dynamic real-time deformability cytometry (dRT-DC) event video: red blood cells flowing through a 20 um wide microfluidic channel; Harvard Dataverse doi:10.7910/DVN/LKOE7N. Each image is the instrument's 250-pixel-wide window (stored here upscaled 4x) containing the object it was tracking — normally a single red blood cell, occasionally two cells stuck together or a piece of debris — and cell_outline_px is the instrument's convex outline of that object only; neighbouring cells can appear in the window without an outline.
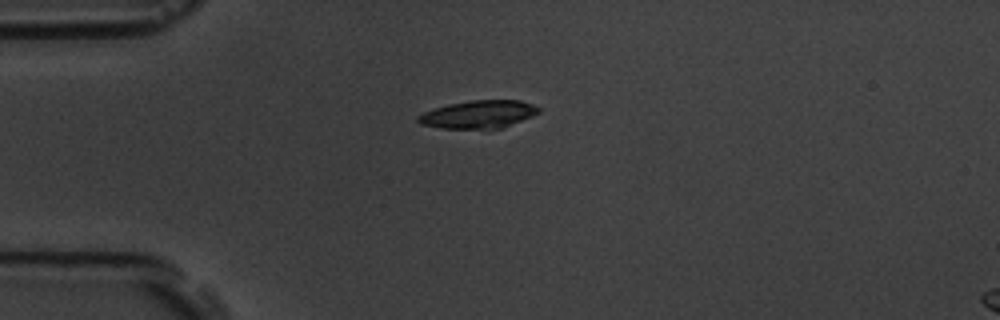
{"species": "common noctule bat (a hibernating species)", "species_latin": "Nyctalus noctula", "temperature_condition": "room temperature", "stored_images_in_passage": 5, "camera_frame_rate_fps": 3000, "um_per_image_px": 0.085, "animal": {"sex": "male", "body_mass_g": 19.5, "forearm_length_mm": 54.6}, "frame": {"image": 1, "passage_image": 1, "time_ms": 0.0, "image_size_px": [1000, 320], "cell_outline_px": [[540, 112], [532, 116], [504, 128], [440, 128], [420, 124], [416, 120], [416, 116], [424, 112], [448, 104], [472, 100], [520, 100], [532, 104], [540, 108]], "centroid_in_image_um": [40.68, 9.72], "position_along_channel_um": 44.3, "area_um2": 19.54}}
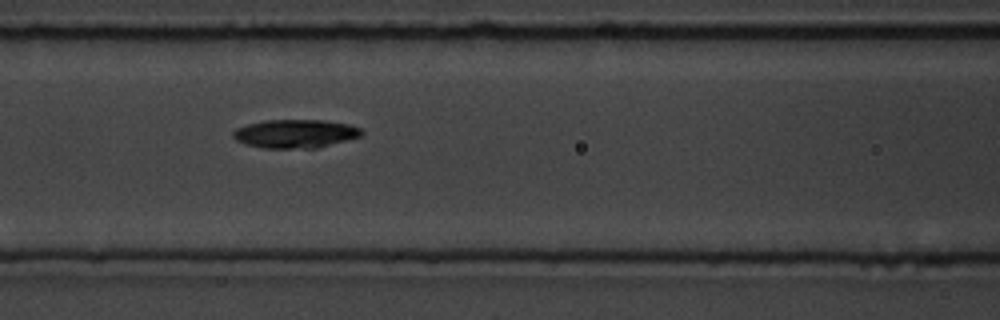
{"frame": {"image": 2, "passage_image": 4, "time_ms": 3.333, "image_size_px": [1000, 320], "cell_outline_px": [[364, 132], [360, 136], [316, 148], [264, 148], [244, 144], [236, 140], [232, 136], [232, 132], [236, 128], [248, 124], [264, 120], [324, 120], [348, 124], [360, 128]], "centroid_in_image_um": [25.06, 11.36], "position_along_channel_um": 141.5, "area_um2": 21.27}}
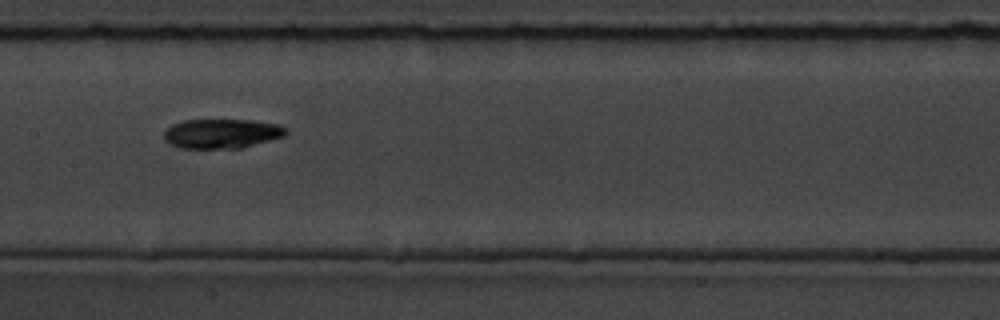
{"frame": {"image": 3, "passage_image": 5, "time_ms": 4.667, "image_size_px": [1000, 320], "cell_outline_px": [[288, 132], [284, 136], [244, 148], [180, 148], [168, 144], [164, 140], [164, 132], [172, 124], [184, 120], [252, 120], [280, 124], [288, 128]], "centroid_in_image_um": [18.87, 11.36], "position_along_channel_um": 188.5, "area_um2": 21.21}}